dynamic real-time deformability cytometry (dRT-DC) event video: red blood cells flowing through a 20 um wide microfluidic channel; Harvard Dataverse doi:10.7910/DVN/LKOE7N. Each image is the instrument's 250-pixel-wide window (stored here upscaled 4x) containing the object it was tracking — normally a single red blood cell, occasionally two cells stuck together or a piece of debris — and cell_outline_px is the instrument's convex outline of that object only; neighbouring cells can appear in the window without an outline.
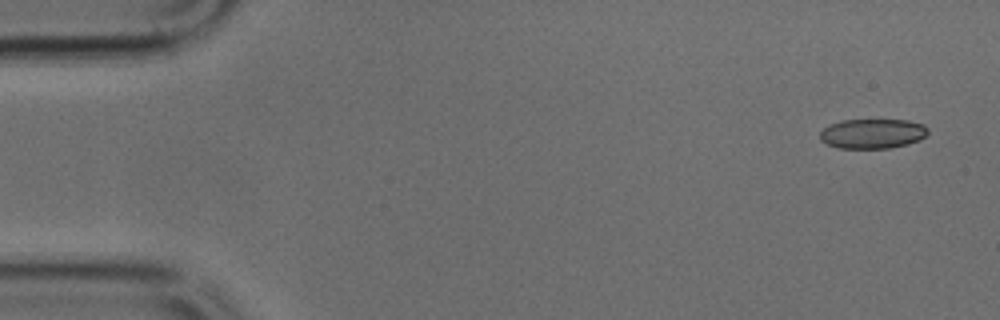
{"species": "common noctule bat (a hibernating species)", "species_latin": "Nyctalus noctula", "temperature_condition": "cold", "stored_images_in_passage": 44, "camera_frame_rate_fps": 3000, "um_per_image_px": 0.085, "animal": {"sex": "male", "body_mass_g": 17.9, "forearm_length_mm": 54.2}, "frame": {"image": 1, "passage_image": 1, "time_ms": 0.0, "image_size_px": [1000, 320], "cell_outline_px": [[928, 132], [920, 140], [908, 144], [888, 148], [840, 148], [828, 144], [820, 140], [820, 132], [828, 124], [840, 120], [908, 120], [924, 124], [928, 128]], "centroid_in_image_um": [74.16, 11.35], "position_along_channel_um": 10.8, "area_um2": 18.79}}
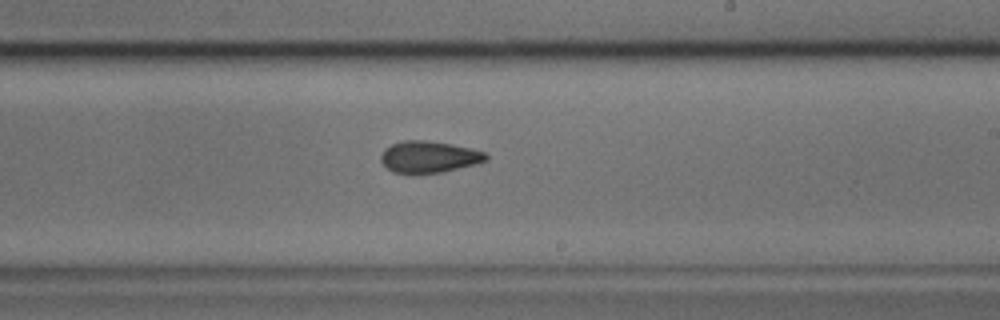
{"frame": {"image": 2, "passage_image": 27, "time_ms": 8.667, "image_size_px": [1000, 320], "cell_outline_px": [[488, 160], [476, 164], [440, 172], [392, 172], [380, 160], [380, 156], [384, 148], [392, 144], [404, 140], [424, 140], [452, 144], [472, 148], [484, 152], [488, 156]], "centroid_in_image_um": [36.47, 13.31], "position_along_channel_um": 252.5, "area_um2": 19.13}}
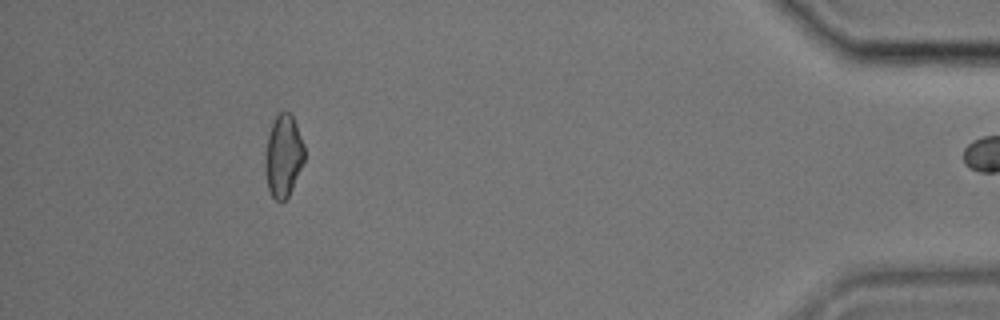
{"frame": {"image": 3, "passage_image": 43, "time_ms": 14.0, "image_size_px": [1000, 320], "cell_outline_px": [[304, 160], [292, 188], [288, 196], [280, 204], [272, 196], [268, 188], [264, 168], [264, 156], [268, 136], [272, 124], [276, 116], [280, 112], [288, 112], [292, 116], [296, 124], [304, 144]], "centroid_in_image_um": [24.07, 13.27], "position_along_channel_um": 411.1, "area_um2": 18.73}}